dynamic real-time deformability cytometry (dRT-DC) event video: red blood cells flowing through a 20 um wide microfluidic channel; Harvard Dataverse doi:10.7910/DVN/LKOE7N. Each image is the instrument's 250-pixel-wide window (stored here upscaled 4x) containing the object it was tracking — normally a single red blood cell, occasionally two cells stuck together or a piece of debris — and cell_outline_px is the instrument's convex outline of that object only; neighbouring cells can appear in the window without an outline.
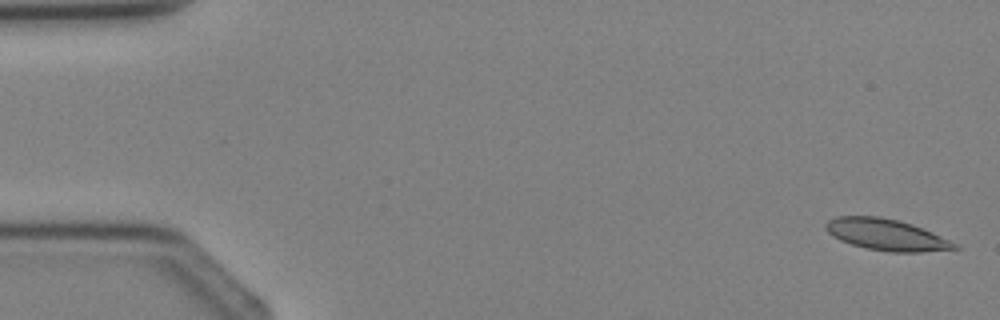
{"species": "Egyptian fruit bat (a non-hibernating species)", "species_latin": "Rousettus aegyptiacus", "temperature_condition": "cold", "stored_images_in_passage": 3, "segment_of_instrument_passage": [2, 2], "camera_frame_rate_fps": 3000, "um_per_image_px": 0.085, "animal": {"sex": "female"}, "frame": {"image": 1, "passage_image": 3, "time_ms": 2.333, "image_size_px": [1000, 320], "cell_outline_px": [[960, 248], [920, 252], [892, 252], [868, 248], [852, 244], [840, 240], [832, 236], [824, 228], [824, 224], [828, 220], [836, 216], [880, 216], [900, 220], [912, 224], [932, 232], [956, 244]], "centroid_in_image_um": [75.29, 19.93], "position_along_channel_um": 9.7, "area_um2": 23.41}}